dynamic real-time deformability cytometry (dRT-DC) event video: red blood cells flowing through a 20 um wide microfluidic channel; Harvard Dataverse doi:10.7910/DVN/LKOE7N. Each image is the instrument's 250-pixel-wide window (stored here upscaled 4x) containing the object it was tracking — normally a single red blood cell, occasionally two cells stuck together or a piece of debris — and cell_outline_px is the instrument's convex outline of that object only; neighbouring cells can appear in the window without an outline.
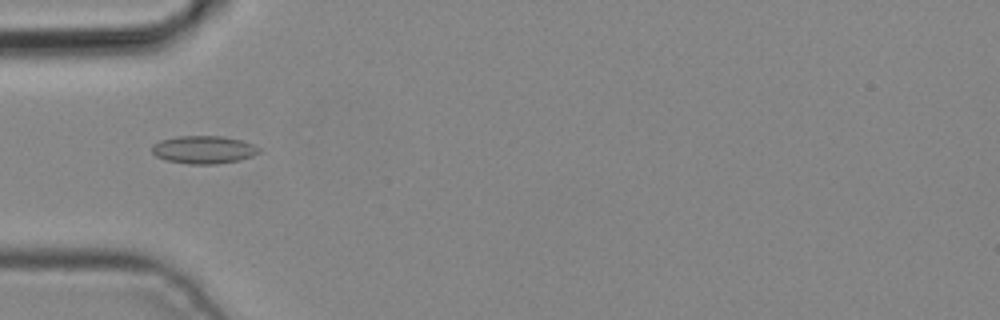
{"species": "common noctule bat (a hibernating species)", "species_latin": "Nyctalus noctula", "temperature_condition": "cold", "stored_images_in_passage": 4, "camera_frame_rate_fps": 3000, "um_per_image_px": 0.085, "animal": {"sex": "male", "body_mass_g": 19.2, "forearm_length_mm": 51.8}, "frame": {"image": 1, "passage_image": 4, "time_ms": 1.0, "image_size_px": [1000, 320], "cell_outline_px": [[260, 152], [252, 156], [240, 160], [216, 164], [188, 164], [164, 160], [156, 156], [152, 152], [152, 144], [160, 140], [176, 136], [224, 136], [240, 140], [252, 144], [260, 148]], "centroid_in_image_um": [17.29, 12.72], "position_along_channel_um": 67.7, "area_um2": 17.51}}